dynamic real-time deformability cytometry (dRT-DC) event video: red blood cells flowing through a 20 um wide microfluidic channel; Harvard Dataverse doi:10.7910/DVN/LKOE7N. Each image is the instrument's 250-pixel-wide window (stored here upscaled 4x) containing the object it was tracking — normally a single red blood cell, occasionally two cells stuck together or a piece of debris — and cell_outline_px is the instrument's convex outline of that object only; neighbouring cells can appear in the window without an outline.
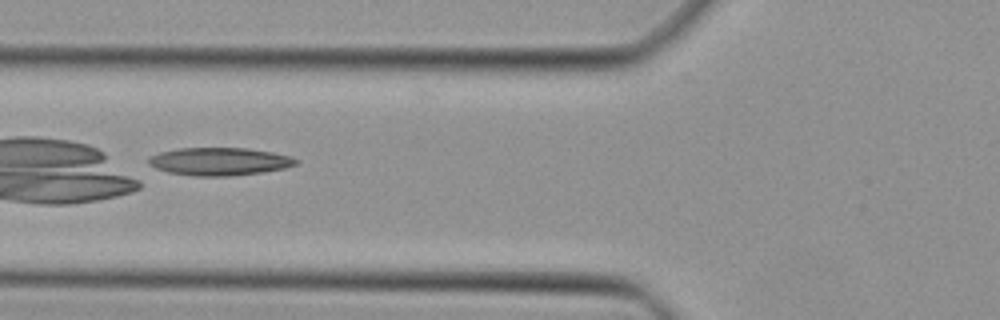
{"species": "Egyptian fruit bat (a non-hibernating species)", "species_latin": "Rousettus aegyptiacus", "temperature_condition": "cold", "stored_images_in_passage": 25, "camera_frame_rate_fps": 3000, "um_per_image_px": 0.085, "animal": {"sex": "female"}, "frame": {"image": 1, "passage_image": 15, "time_ms": 4.667, "image_size_px": [1000, 320], "cell_outline_px": [[300, 160], [296, 164], [284, 168], [260, 172], [228, 176], [192, 176], [168, 172], [156, 168], [148, 164], [148, 156], [160, 152], [180, 148], [244, 148], [272, 152], [292, 156]], "centroid_in_image_um": [18.63, 13.72], "position_along_channel_um": 107.2, "area_um2": 23.87}}
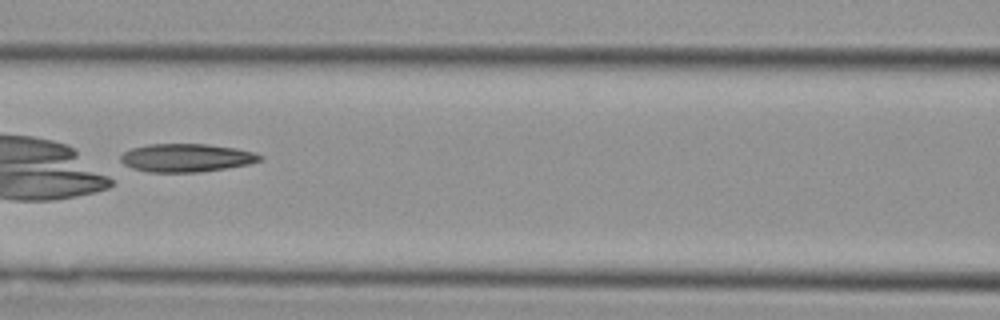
{"frame": {"image": 2, "passage_image": 18, "time_ms": 5.667, "image_size_px": [1000, 320], "cell_outline_px": [[264, 160], [248, 164], [224, 168], [196, 172], [148, 172], [132, 168], [124, 164], [120, 160], [120, 156], [124, 152], [132, 148], [148, 144], [208, 144], [236, 148], [252, 152], [264, 156]], "centroid_in_image_um": [15.84, 13.41], "position_along_channel_um": 150.8, "area_um2": 22.83}}